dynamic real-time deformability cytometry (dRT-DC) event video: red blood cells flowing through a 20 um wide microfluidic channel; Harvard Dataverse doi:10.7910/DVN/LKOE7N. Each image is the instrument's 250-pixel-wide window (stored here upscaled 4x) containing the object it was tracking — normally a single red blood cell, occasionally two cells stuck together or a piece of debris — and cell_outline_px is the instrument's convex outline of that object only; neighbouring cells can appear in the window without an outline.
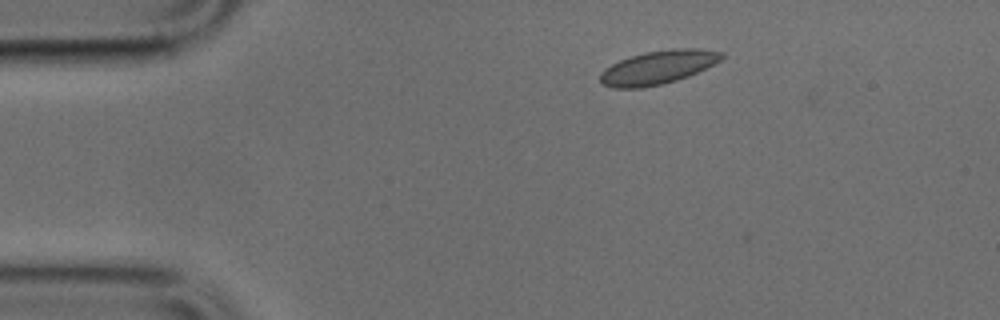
{"species": "common noctule bat (a hibernating species)", "species_latin": "Nyctalus noctula", "temperature_condition": "cold", "stored_images_in_passage": 43, "camera_frame_rate_fps": 3000, "um_per_image_px": 0.085, "animal": {"sex": "male", "body_mass_g": 17.9, "forearm_length_mm": 54.2}, "frame": {"image": 1, "passage_image": 1, "time_ms": 0.0, "image_size_px": [1000, 320], "cell_outline_px": [[724, 56], [720, 60], [688, 76], [664, 84], [644, 88], [612, 88], [600, 84], [600, 72], [604, 68], [620, 60], [644, 52], [672, 48], [700, 48], [724, 52]], "centroid_in_image_um": [55.89, 5.73], "position_along_channel_um": 29.1, "area_um2": 23.87}}
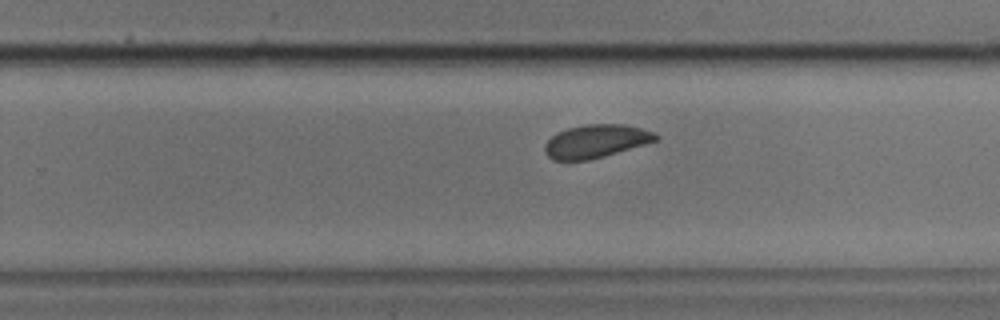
{"frame": {"image": 2, "passage_image": 24, "time_ms": 7.667, "image_size_px": [1000, 320], "cell_outline_px": [[660, 140], [604, 156], [588, 160], [552, 160], [544, 152], [544, 144], [556, 132], [568, 128], [584, 124], [624, 124], [640, 128], [652, 132], [660, 136]], "centroid_in_image_um": [50.65, 12.0], "position_along_channel_um": 279.2, "area_um2": 21.56}}
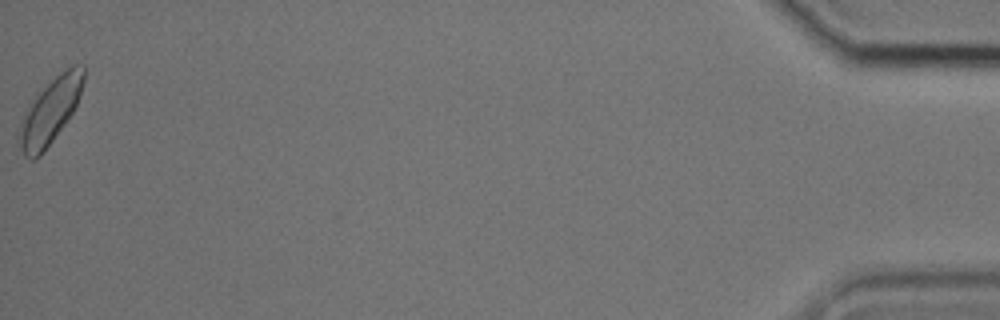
{"frame": {"image": 3, "passage_image": 43, "time_ms": 14.0, "image_size_px": [1000, 320], "cell_outline_px": [[84, 80], [76, 104], [72, 112], [64, 124], [40, 156], [36, 160], [32, 160], [24, 156], [16, 140], [16, 136], [20, 120], [28, 104], [36, 92], [60, 72], [72, 64], [84, 64]], "centroid_in_image_um": [4.19, 9.44], "position_along_channel_um": 431.0, "area_um2": 24.91}}